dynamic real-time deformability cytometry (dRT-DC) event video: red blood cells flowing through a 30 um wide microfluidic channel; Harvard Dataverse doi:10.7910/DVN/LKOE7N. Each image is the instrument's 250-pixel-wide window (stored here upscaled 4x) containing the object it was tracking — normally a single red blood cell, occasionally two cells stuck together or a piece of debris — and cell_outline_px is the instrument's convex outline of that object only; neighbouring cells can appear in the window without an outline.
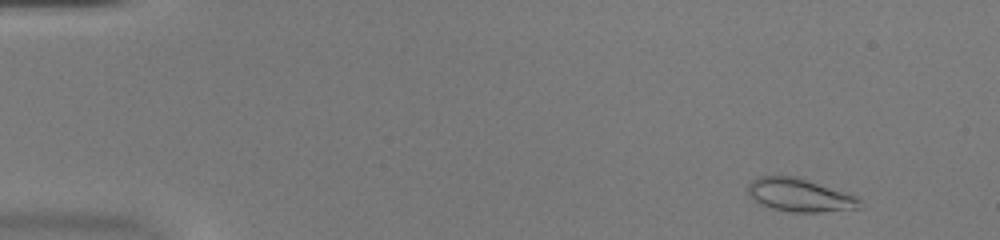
{"species": "common noctule bat (a hibernating species)", "species_latin": "Nyctalus noctula", "temperature_condition": "warm", "stored_images_in_passage": 51, "camera_frame_rate_fps": 3000, "um_per_image_px": 0.085, "animal": {"sex": "female", "body_mass_g": 20.0, "forearm_length_mm": 54.0}, "frame": {"image": 1, "passage_image": 4, "time_ms": 1.0, "image_size_px": [1000, 240], "cell_outline_px": [[860, 208], [820, 212], [788, 212], [772, 208], [760, 204], [752, 200], [748, 196], [748, 184], [752, 180], [760, 176], [796, 176], [856, 196], [860, 200]], "centroid_in_image_um": [67.92, 16.59], "position_along_channel_um": 17.1, "area_um2": 21.56}}
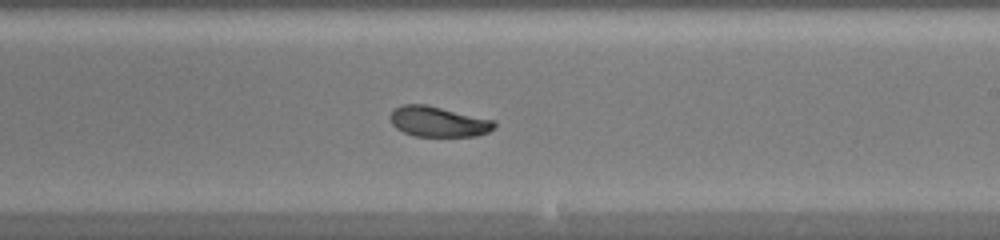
{"frame": {"image": 2, "passage_image": 31, "time_ms": 10.0, "image_size_px": [1000, 240], "cell_outline_px": [[496, 128], [488, 132], [476, 136], [416, 136], [404, 132], [396, 128], [392, 124], [388, 116], [400, 104], [424, 104], [496, 120]], "centroid_in_image_um": [37.27, 10.34], "position_along_channel_um": 251.7, "area_um2": 18.5}}
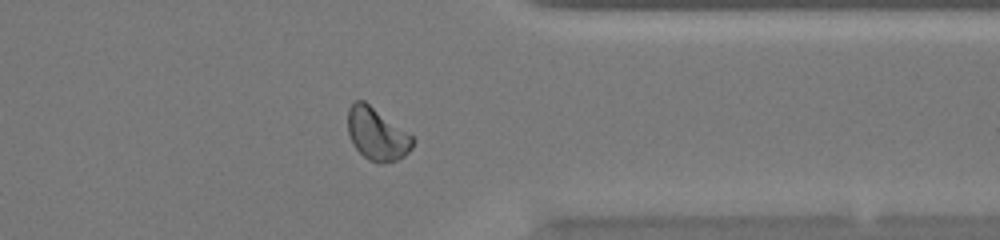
{"frame": {"image": 3, "passage_image": 41, "time_ms": 13.333, "image_size_px": [1000, 240], "cell_outline_px": [[416, 140], [412, 148], [404, 156], [396, 160], [380, 164], [368, 160], [352, 144], [348, 132], [348, 108], [356, 100], [364, 100], [412, 136]], "centroid_in_image_um": [32.03, 11.41], "position_along_channel_um": 379.4, "area_um2": 19.71}, "authors_computed_cell_mechanics": {"area_um2": 20.1144, "velocity_mm_per_s": 3.9868, "shape_relaxation_time_tau1_ms": 9.7777, "shape_relaxation_time_tau2_ms": 1.7726, "deformation_change_tau1": 0.2228, "deformation_change_tau2": 0.0576}}